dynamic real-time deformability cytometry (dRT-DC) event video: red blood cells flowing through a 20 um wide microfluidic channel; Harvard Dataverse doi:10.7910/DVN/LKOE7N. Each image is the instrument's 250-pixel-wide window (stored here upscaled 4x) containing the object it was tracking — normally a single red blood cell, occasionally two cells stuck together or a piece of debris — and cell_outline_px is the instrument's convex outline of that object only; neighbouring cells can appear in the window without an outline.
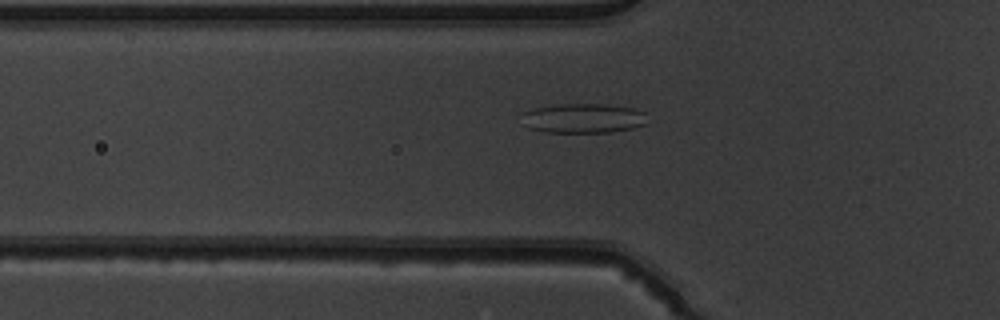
{"species": "common noctule bat (a hibernating species)", "species_latin": "Nyctalus noctula", "temperature_condition": "warm", "stored_images_in_passage": 54, "segment_of_instrument_passage": [1, 2], "camera_frame_rate_fps": 3000, "um_per_image_px": 0.085, "animal": {"sex": "male", "body_mass_g": 19.5, "forearm_length_mm": 54.6}, "frame": {"image": 1, "passage_image": 19, "time_ms": 6.0, "image_size_px": [1000, 320], "cell_outline_px": [[648, 124], [632, 128], [608, 132], [544, 132], [528, 128], [524, 124], [524, 112], [536, 108], [560, 104], [604, 104], [632, 108], [644, 112]], "centroid_in_image_um": [49.61, 10.06], "position_along_channel_um": 76.2, "area_um2": 21.44}}
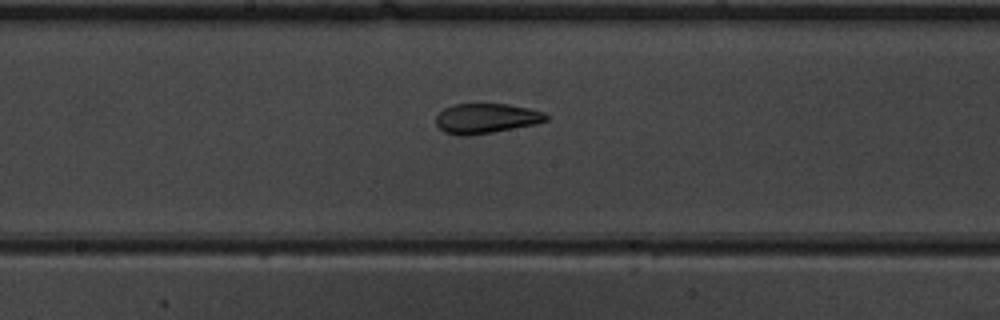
{"frame": {"image": 2, "passage_image": 29, "time_ms": 9.333, "image_size_px": [1000, 320], "cell_outline_px": [[548, 120], [536, 124], [492, 132], [464, 136], [460, 136], [444, 132], [436, 124], [436, 116], [444, 108], [452, 104], [508, 104], [528, 108], [544, 112], [548, 116]], "centroid_in_image_um": [41.32, 10.06], "position_along_channel_um": 206.9, "area_um2": 19.19}}
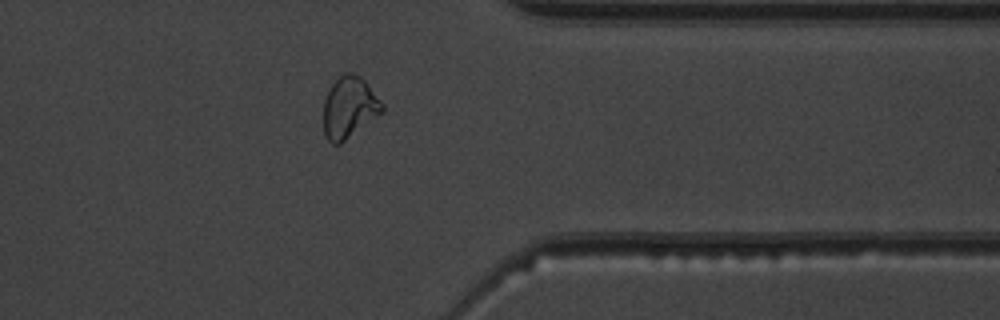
{"frame": {"image": 3, "passage_image": 43, "time_ms": 14.0, "image_size_px": [1000, 320], "cell_outline_px": [[384, 112], [340, 144], [332, 144], [324, 136], [324, 100], [332, 84], [344, 72], [352, 72], [360, 76], [368, 84], [384, 104]], "centroid_in_image_um": [29.7, 9.14], "position_along_channel_um": 381.7, "area_um2": 21.1}}